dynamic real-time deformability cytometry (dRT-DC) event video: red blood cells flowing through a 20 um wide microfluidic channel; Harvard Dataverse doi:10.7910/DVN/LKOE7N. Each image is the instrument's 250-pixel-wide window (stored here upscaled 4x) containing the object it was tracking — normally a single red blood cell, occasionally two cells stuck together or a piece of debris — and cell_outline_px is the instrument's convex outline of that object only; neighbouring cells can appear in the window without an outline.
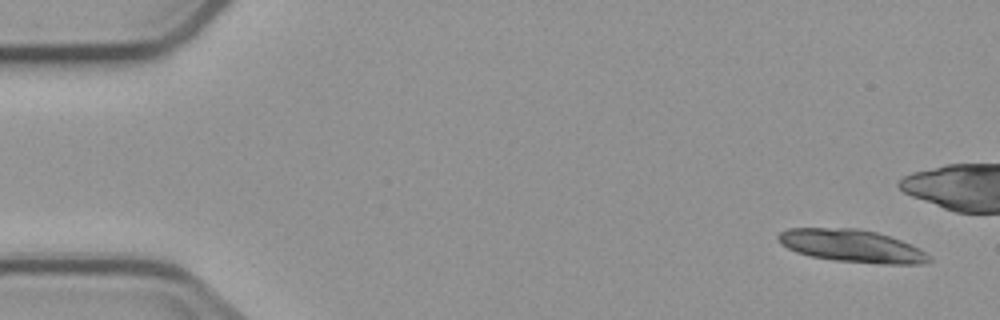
{"species": "common noctule bat (a hibernating species)", "species_latin": "Nyctalus noctula", "temperature_condition": "cold", "stored_images_in_passage": 4, "camera_frame_rate_fps": 3000, "um_per_image_px": 0.085, "animal": {"sex": "male", "body_mass_g": 23.1, "forearm_length_mm": 52.7}, "frame": {"image": 1, "passage_image": 1, "time_ms": 0.0, "image_size_px": [1000, 320], "cell_outline_px": [[932, 260], [920, 264], [884, 264], [836, 260], [812, 256], [796, 252], [780, 244], [776, 240], [776, 236], [780, 232], [788, 228], [856, 228], [876, 232], [900, 240], [920, 248]], "centroid_in_image_um": [72.36, 20.89], "position_along_channel_um": 12.6, "area_um2": 28.5}}